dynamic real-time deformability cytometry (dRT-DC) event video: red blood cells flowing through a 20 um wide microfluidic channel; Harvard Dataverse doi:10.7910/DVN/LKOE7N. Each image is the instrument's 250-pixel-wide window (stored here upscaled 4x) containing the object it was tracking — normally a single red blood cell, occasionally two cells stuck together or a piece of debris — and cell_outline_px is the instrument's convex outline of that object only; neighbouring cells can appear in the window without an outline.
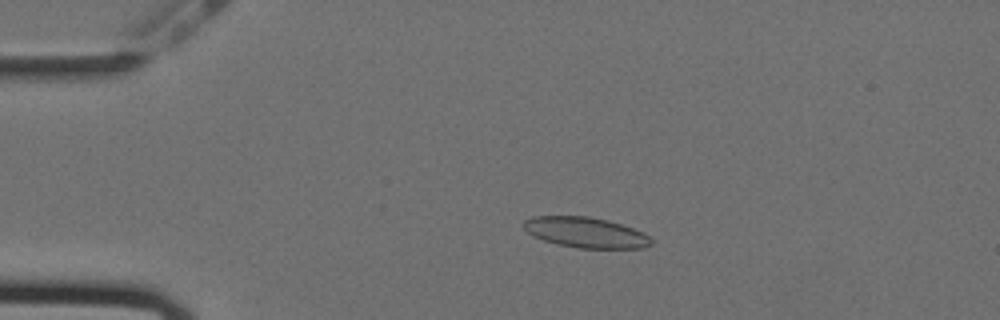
{"species": "Egyptian fruit bat (a non-hibernating species)", "species_latin": "Rousettus aegyptiacus", "temperature_condition": "cold", "stored_images_in_passage": 50, "camera_frame_rate_fps": 3000, "um_per_image_px": 0.085, "animal": {"sex": "female"}, "frame": {"image": 1, "passage_image": 5, "time_ms": 1.333, "image_size_px": [1000, 320], "cell_outline_px": [[652, 244], [644, 248], [580, 248], [560, 244], [544, 240], [532, 236], [520, 224], [524, 220], [532, 216], [588, 216], [608, 220], [644, 232], [652, 240]], "centroid_in_image_um": [49.76, 19.75], "position_along_channel_um": 35.2, "area_um2": 22.66}}
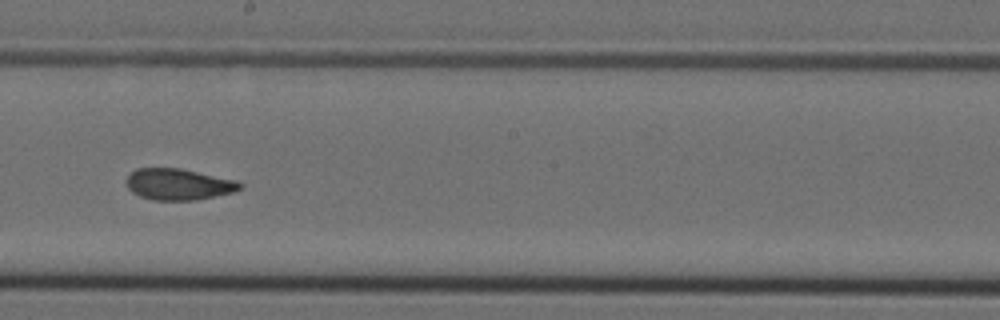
{"frame": {"image": 2, "passage_image": 25, "time_ms": 8.0, "image_size_px": [1000, 320], "cell_outline_px": [[244, 184], [240, 188], [232, 192], [196, 200], [152, 200], [140, 196], [132, 192], [128, 188], [128, 176], [136, 168], [180, 168], [240, 180]], "centroid_in_image_um": [15.22, 15.66], "position_along_channel_um": 233.0, "area_um2": 20.75}}
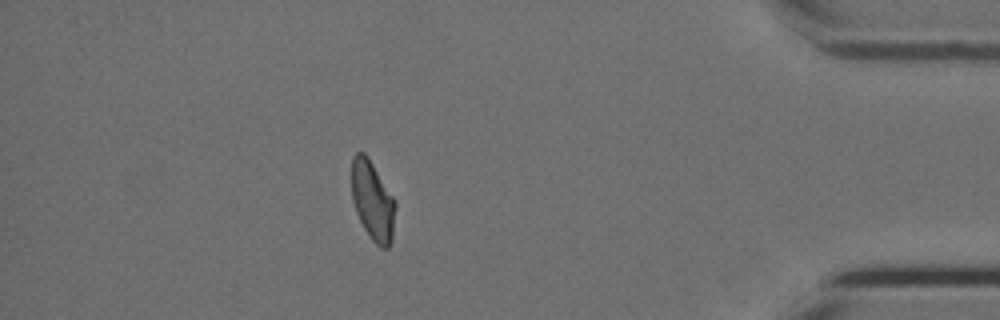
{"frame": {"image": 3, "passage_image": 43, "time_ms": 14.0, "image_size_px": [1000, 320], "cell_outline_px": [[396, 208], [392, 240], [388, 248], [380, 248], [372, 240], [364, 228], [356, 212], [352, 200], [352, 156], [356, 152], [364, 152], [368, 156], [396, 200]], "centroid_in_image_um": [31.69, 17.06], "position_along_channel_um": 403.5, "area_um2": 20.46}, "authors_computed_cell_mechanics": {"area_um2": 20.8658, "velocity_mm_per_s": 3.5582, "shape_relaxation_time_tau1_ms": null, "shape_relaxation_time_tau2_ms": 1.8549, "deformation_change_tau1": null, "deformation_change_tau2": 0.0775}}